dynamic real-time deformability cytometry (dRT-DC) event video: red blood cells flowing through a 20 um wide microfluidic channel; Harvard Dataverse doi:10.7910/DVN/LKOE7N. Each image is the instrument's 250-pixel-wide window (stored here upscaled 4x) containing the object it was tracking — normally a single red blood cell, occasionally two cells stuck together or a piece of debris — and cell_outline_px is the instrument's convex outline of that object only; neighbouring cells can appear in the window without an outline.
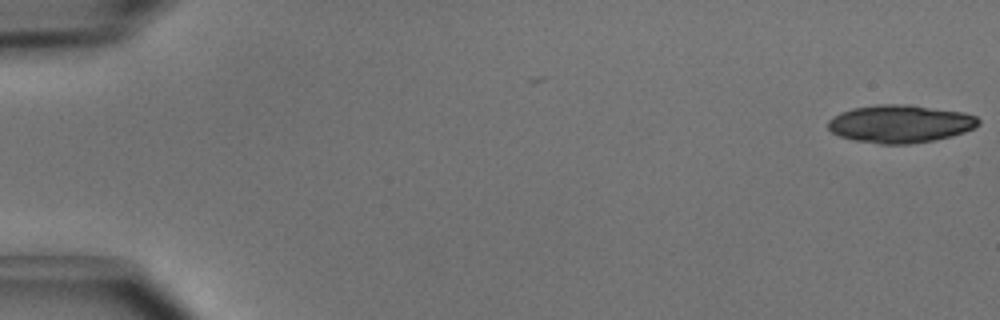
{"species": "common noctule bat (a hibernating species)", "species_latin": "Nyctalus noctula", "temperature_condition": "cold", "stored_images_in_passage": 2, "camera_frame_rate_fps": 3000, "um_per_image_px": 0.085, "animal": {"sex": "male", "body_mass_g": 15.6}, "frame": {"image": 1, "passage_image": 2, "time_ms": 0.333, "image_size_px": [1000, 320], "cell_outline_px": [[980, 124], [964, 132], [952, 136], [936, 140], [912, 144], [880, 144], [856, 140], [840, 136], [832, 132], [828, 128], [828, 120], [832, 116], [840, 112], [852, 108], [876, 104], [904, 104], [964, 112], [976, 116], [980, 120]], "centroid_in_image_um": [76.51, 10.52], "position_along_channel_um": 8.5, "area_um2": 33.29}}